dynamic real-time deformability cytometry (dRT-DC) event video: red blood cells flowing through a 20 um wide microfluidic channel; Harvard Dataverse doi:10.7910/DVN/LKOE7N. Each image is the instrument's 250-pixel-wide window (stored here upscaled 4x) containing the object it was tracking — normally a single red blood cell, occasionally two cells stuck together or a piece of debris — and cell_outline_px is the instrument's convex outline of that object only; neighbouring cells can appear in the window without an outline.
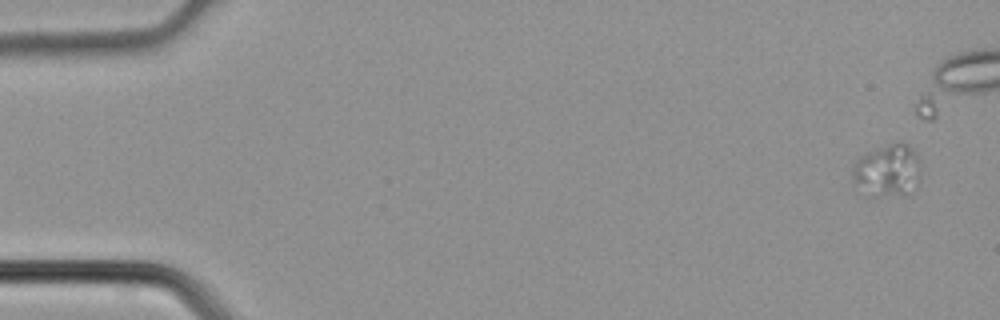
{"species": "common noctule bat (a hibernating species)", "species_latin": "Nyctalus noctula", "temperature_condition": "cold", "stored_images_in_passage": 4, "camera_frame_rate_fps": 3000, "um_per_image_px": 0.085, "animal": {"sex": "male", "body_mass_g": 21.5, "forearm_length_mm": 52.0}, "frame": {"image": 1, "passage_image": 1, "time_ms": 0.0, "image_size_px": [1000, 320], "cell_outline_px": [[920, 172], [904, 192], [884, 192], [852, 180], [852, 172], [856, 160], [860, 156], [868, 152], [900, 140], [912, 148], [916, 152], [920, 160]], "centroid_in_image_um": [75.47, 14.27], "position_along_channel_um": 9.5, "area_um2": 18.44}}